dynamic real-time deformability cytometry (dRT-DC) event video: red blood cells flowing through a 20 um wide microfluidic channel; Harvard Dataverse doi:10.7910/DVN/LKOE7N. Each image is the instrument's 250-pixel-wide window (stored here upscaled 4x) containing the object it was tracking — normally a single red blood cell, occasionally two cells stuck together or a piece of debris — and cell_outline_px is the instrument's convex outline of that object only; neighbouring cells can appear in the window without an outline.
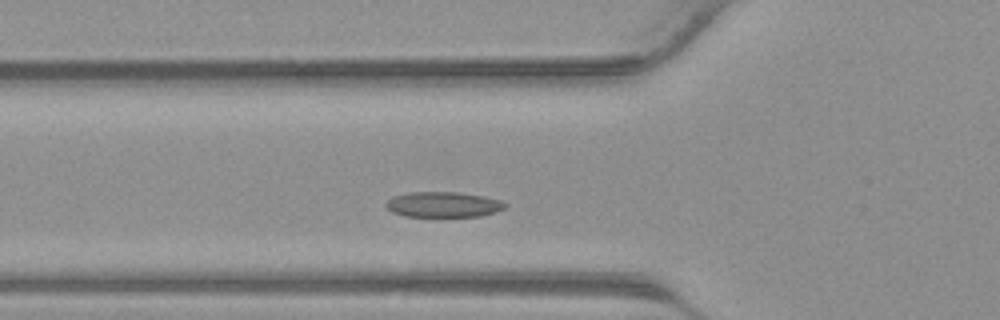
{"species": "common noctule bat (a hibernating species)", "species_latin": "Nyctalus noctula", "temperature_condition": "warm", "stored_images_in_passage": 28, "camera_frame_rate_fps": 3000, "um_per_image_px": 0.085, "animal": {"sex": "male", "body_mass_g": 23.1, "forearm_length_mm": 52.7}, "frame": {"image": 1, "passage_image": 7, "time_ms": 2.0, "image_size_px": [1000, 320], "cell_outline_px": [[508, 204], [504, 208], [496, 212], [480, 216], [404, 216], [392, 212], [384, 204], [392, 196], [408, 192], [460, 192], [484, 196], [500, 200]], "centroid_in_image_um": [37.67, 17.37], "position_along_channel_um": 88.1, "area_um2": 17.69}}
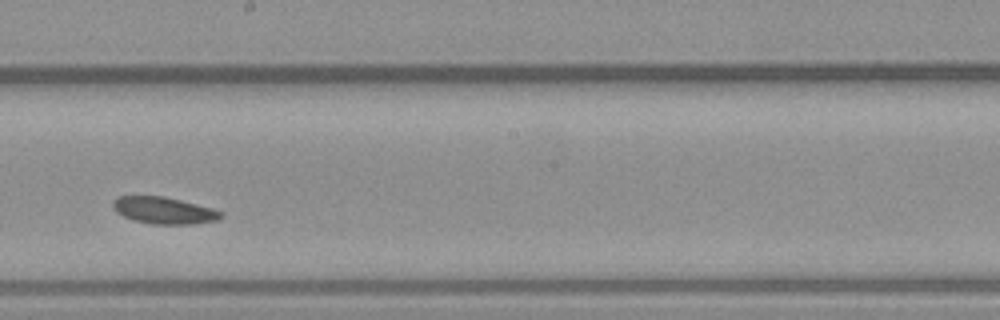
{"frame": {"image": 2, "passage_image": 16, "time_ms": 5.0, "image_size_px": [1000, 320], "cell_outline_px": [[224, 216], [216, 220], [196, 224], [152, 224], [132, 220], [116, 212], [112, 208], [112, 200], [116, 196], [164, 196], [212, 208], [224, 212]], "centroid_in_image_um": [13.91, 17.89], "position_along_channel_um": 234.3, "area_um2": 17.05}}
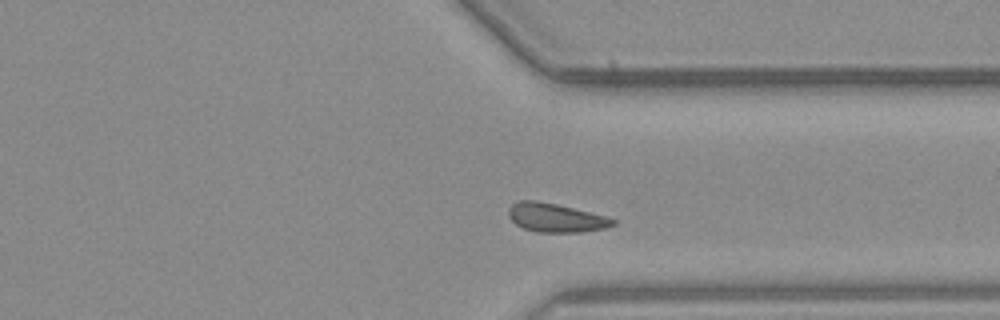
{"frame": {"image": 3, "passage_image": 24, "time_ms": 7.667, "image_size_px": [1000, 320], "cell_outline_px": [[616, 224], [604, 228], [580, 232], [536, 232], [524, 228], [516, 224], [508, 216], [508, 208], [516, 200], [536, 200], [556, 204], [604, 216], [616, 220]], "centroid_in_image_um": [47.18, 18.5], "position_along_channel_um": 364.2, "area_um2": 17.34}}